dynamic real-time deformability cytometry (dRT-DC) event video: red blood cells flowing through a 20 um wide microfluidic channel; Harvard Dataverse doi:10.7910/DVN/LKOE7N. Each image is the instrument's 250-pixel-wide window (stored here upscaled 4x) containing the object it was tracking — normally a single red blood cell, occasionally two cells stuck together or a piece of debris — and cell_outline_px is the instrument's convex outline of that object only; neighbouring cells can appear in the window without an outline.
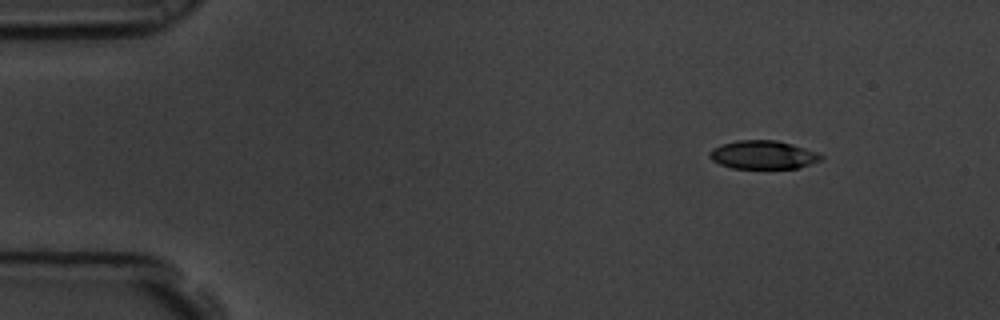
{"species": "common noctule bat (a hibernating species)", "species_latin": "Nyctalus noctula", "temperature_condition": "room temperature", "stored_images_in_passage": 4, "camera_frame_rate_fps": 3000, "um_per_image_px": 0.085, "animal": {"sex": "male", "body_mass_g": 19.5, "forearm_length_mm": 54.6}, "frame": {"image": 1, "passage_image": 1, "time_ms": 0.0, "image_size_px": [1000, 320], "cell_outline_px": [[824, 156], [820, 160], [796, 168], [732, 168], [720, 164], [712, 160], [708, 156], [708, 152], [712, 148], [720, 144], [736, 140], [776, 140], [792, 144], [816, 152]], "centroid_in_image_um": [64.79, 13.15], "position_along_channel_um": 20.2, "area_um2": 18.38}}
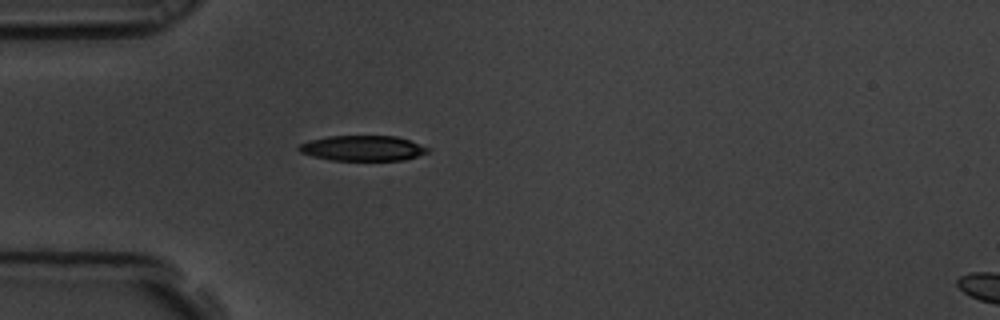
{"frame": {"image": 2, "passage_image": 4, "time_ms": 1.0, "image_size_px": [1000, 320], "cell_outline_px": [[432, 148], [428, 152], [404, 160], [332, 160], [312, 156], [300, 152], [296, 148], [300, 144], [308, 140], [328, 136], [396, 136]], "centroid_in_image_um": [30.81, 12.59], "position_along_channel_um": 54.2, "area_um2": 19.02}}